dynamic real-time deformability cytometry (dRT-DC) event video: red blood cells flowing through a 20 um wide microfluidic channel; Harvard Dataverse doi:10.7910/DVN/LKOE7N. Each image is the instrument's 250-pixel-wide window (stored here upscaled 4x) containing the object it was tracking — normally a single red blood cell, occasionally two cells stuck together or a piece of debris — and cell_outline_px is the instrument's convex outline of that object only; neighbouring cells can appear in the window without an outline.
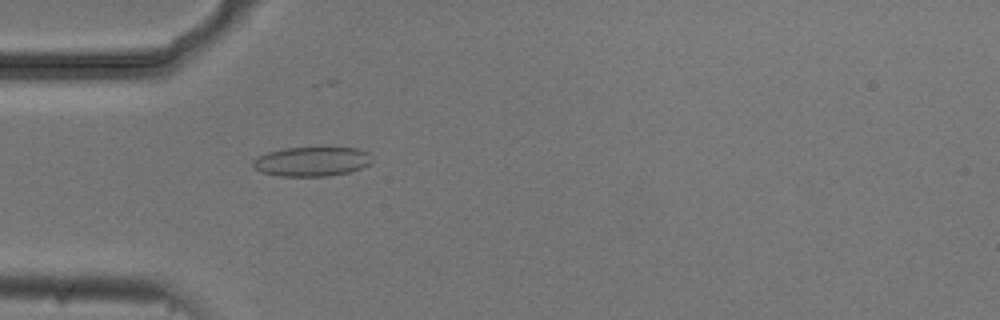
{"species": "common noctule bat (a hibernating species)", "species_latin": "Nyctalus noctula", "temperature_condition": "cold", "stored_images_in_passage": 5, "camera_frame_rate_fps": 3000, "um_per_image_px": 0.085, "animal": {"sex": "male", "body_mass_g": 20.5, "forearm_length_mm": 52.5}, "frame": {"image": 1, "passage_image": 5, "time_ms": 1.333, "image_size_px": [1000, 320], "cell_outline_px": [[372, 164], [348, 172], [328, 176], [280, 176], [260, 172], [252, 164], [252, 160], [268, 152], [284, 148], [356, 148], [368, 152], [372, 160]], "centroid_in_image_um": [26.51, 13.73], "position_along_channel_um": 58.5, "area_um2": 20.29}}